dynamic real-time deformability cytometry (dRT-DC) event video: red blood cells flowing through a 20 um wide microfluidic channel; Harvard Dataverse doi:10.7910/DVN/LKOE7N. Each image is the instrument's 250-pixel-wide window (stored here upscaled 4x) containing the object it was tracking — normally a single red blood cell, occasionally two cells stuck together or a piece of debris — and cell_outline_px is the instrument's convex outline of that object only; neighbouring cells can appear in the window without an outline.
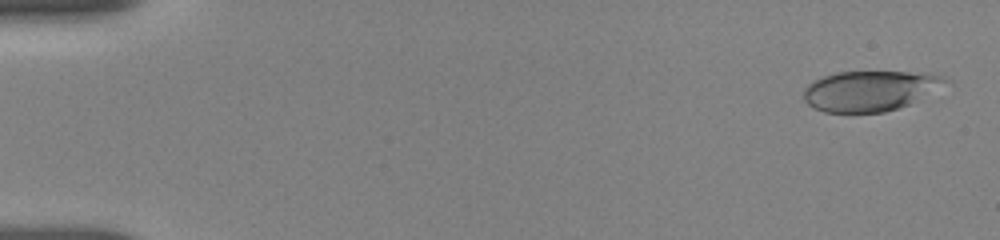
{"species": "human", "species_latin": "Homo sapiens", "temperature_condition": "room temperature", "stored_images_in_passage": 17, "camera_frame_rate_fps": 3000, "um_per_image_px": 0.085, "donor": {"sex": "female"}, "frame": {"image": 1, "passage_image": 2, "time_ms": 0.333, "image_size_px": [1000, 240], "cell_outline_px": [[952, 84], [900, 108], [884, 112], [824, 112], [808, 104], [804, 100], [804, 88], [812, 80], [820, 76], [836, 72], [908, 72], [944, 76], [952, 80]], "centroid_in_image_um": [74.0, 7.71], "position_along_channel_um": 11.0, "area_um2": 33.64}}
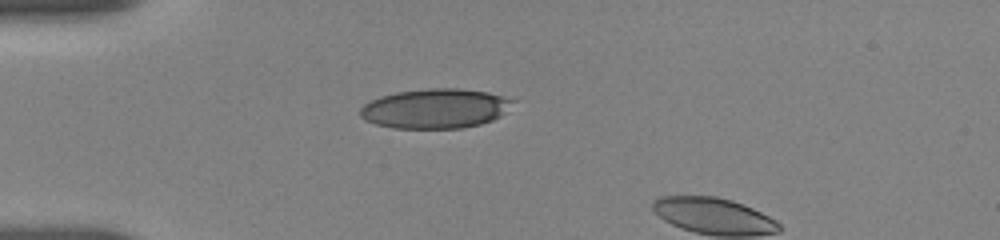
{"frame": {"image": 2, "passage_image": 15, "time_ms": 4.667, "image_size_px": [1000, 240], "cell_outline_px": [[516, 100], [500, 116], [492, 120], [480, 124], [460, 128], [392, 128], [376, 124], [364, 120], [360, 116], [360, 108], [364, 104], [380, 96], [396, 92], [428, 88], [460, 88], [488, 92], [504, 96]], "centroid_in_image_um": [36.99, 9.22], "position_along_channel_um": 48.0, "area_um2": 35.32}}